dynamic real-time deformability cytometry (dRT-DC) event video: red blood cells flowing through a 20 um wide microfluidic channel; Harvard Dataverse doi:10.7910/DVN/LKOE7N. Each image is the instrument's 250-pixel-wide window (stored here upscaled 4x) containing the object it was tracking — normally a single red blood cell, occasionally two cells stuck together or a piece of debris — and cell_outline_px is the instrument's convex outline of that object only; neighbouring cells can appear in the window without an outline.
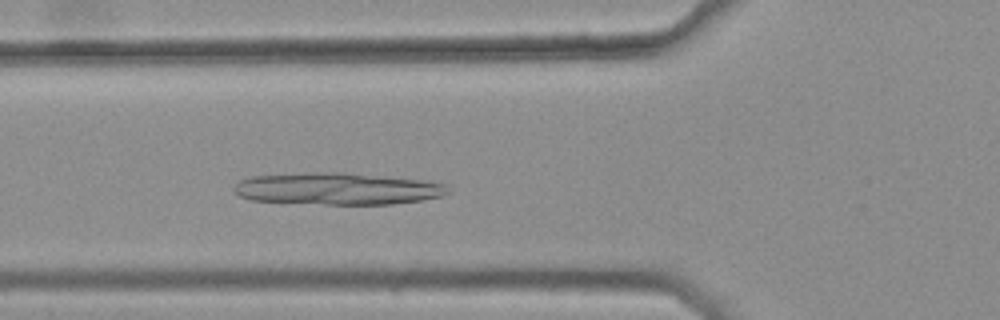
{"species": "common noctule bat (a hibernating species)", "species_latin": "Nyctalus noctula", "temperature_condition": "warm", "stored_images_in_passage": 31, "camera_frame_rate_fps": 3000, "um_per_image_px": 0.085, "animal": {"sex": "female", "body_mass_g": 25.1}, "frame": {"image": 1, "passage_image": 6, "time_ms": 1.667, "image_size_px": [1000, 320], "cell_outline_px": [[448, 192], [440, 196], [424, 200], [392, 204], [324, 204], [252, 200], [240, 196], [232, 188], [240, 180], [252, 176], [308, 172], [344, 172], [428, 180], [448, 184]], "centroid_in_image_um": [28.73, 16.03], "position_along_channel_um": 97.1, "area_um2": 40.06}}
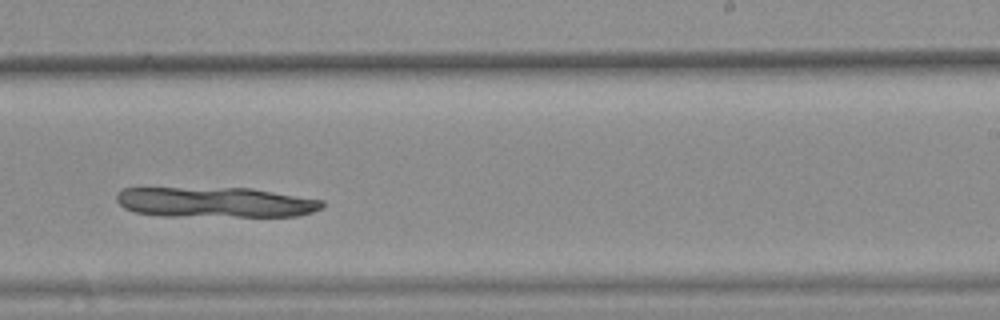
{"frame": {"image": 2, "passage_image": 20, "time_ms": 6.333, "image_size_px": [1000, 320], "cell_outline_px": [[324, 208], [312, 212], [296, 216], [160, 216], [136, 212], [124, 208], [116, 200], [116, 192], [124, 188], [252, 188], [324, 200]], "centroid_in_image_um": [18.31, 17.19], "position_along_channel_um": 270.7, "area_um2": 36.53}}
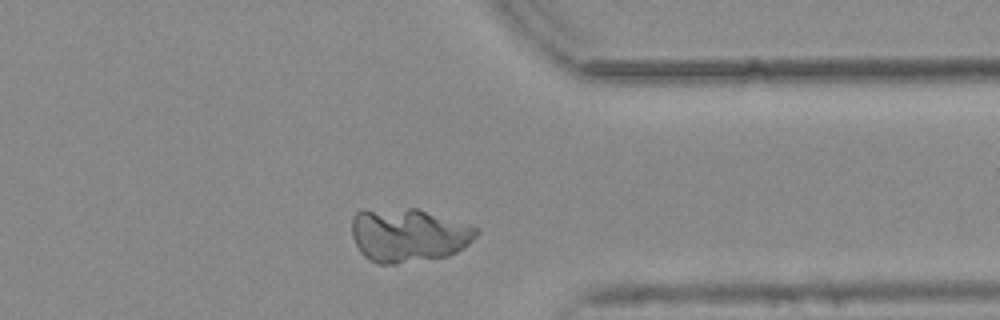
{"frame": {"image": 3, "passage_image": 29, "time_ms": 9.333, "image_size_px": [1000, 320], "cell_outline_px": [[480, 232], [468, 244], [456, 252], [448, 256], [396, 264], [376, 264], [364, 256], [360, 252], [352, 236], [352, 216], [360, 208], [416, 208], [468, 224], [480, 228]], "centroid_in_image_um": [34.68, 19.96], "position_along_channel_um": 376.7, "area_um2": 39.48}}